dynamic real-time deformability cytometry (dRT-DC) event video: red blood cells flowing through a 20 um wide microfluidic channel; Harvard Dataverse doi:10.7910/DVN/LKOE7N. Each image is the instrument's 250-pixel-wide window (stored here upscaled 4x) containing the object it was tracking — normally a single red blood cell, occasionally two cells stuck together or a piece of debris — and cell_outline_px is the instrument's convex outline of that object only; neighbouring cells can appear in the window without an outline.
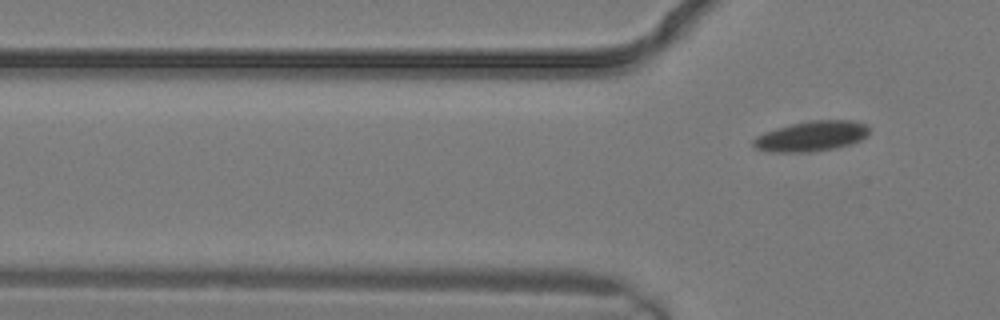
{"species": "common noctule bat (a hibernating species)", "species_latin": "Nyctalus noctula", "temperature_condition": "warm", "stored_images_in_passage": 3, "camera_frame_rate_fps": 3000, "um_per_image_px": 0.085, "animal": {"sex": "male", "body_mass_g": 19.2, "forearm_length_mm": 51.8}, "frame": {"image": 1, "passage_image": 3, "time_ms": 0.667, "image_size_px": [1000, 320], "cell_outline_px": [[872, 128], [868, 136], [860, 140], [836, 148], [808, 152], [772, 152], [756, 148], [752, 144], [752, 140], [756, 136], [764, 132], [776, 128], [792, 124], [812, 120], [852, 120], [868, 124]], "centroid_in_image_um": [69.01, 11.56], "position_along_channel_um": 56.8, "area_um2": 20.58}}